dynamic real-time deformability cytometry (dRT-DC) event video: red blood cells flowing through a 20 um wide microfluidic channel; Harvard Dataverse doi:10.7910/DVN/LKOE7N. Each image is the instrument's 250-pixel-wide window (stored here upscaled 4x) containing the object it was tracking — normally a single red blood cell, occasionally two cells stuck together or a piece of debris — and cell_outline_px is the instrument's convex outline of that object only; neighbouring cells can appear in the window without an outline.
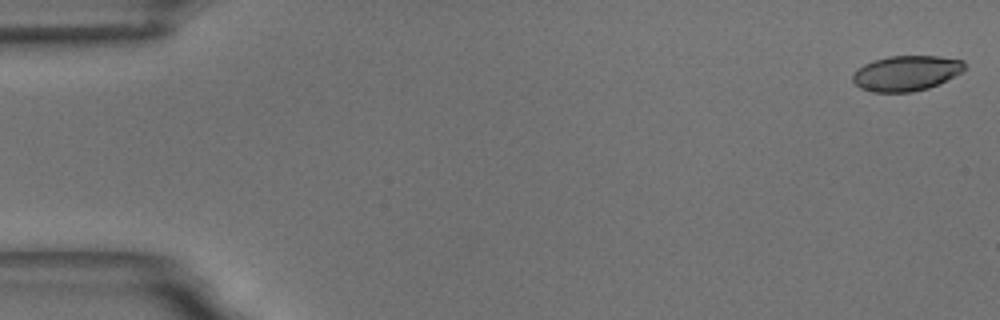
{"species": "common noctule bat (a hibernating species)", "species_latin": "Nyctalus noctula", "temperature_condition": "room temperature", "stored_images_in_passage": 55, "camera_frame_rate_fps": 3000, "um_per_image_px": 0.085, "animal": {"sex": "male", "body_mass_g": 18.8}, "frame": {"image": 1, "passage_image": 1, "time_ms": 0.0, "image_size_px": [1000, 320], "cell_outline_px": [[964, 68], [960, 72], [928, 88], [912, 92], [872, 92], [860, 88], [852, 80], [852, 76], [856, 68], [872, 60], [888, 56], [940, 56], [964, 60]], "centroid_in_image_um": [76.96, 6.21], "position_along_channel_um": 8.0, "area_um2": 22.89}}
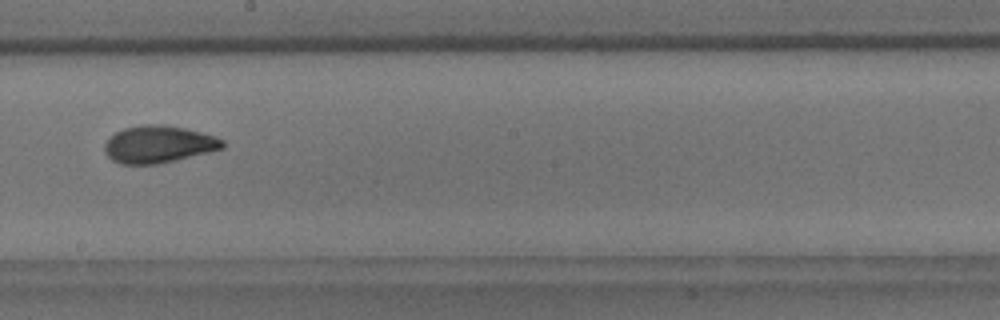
{"frame": {"image": 2, "passage_image": 31, "time_ms": 10.0, "image_size_px": [1000, 320], "cell_outline_px": [[224, 148], [176, 160], [156, 164], [120, 164], [112, 160], [104, 152], [104, 144], [116, 132], [124, 128], [140, 124], [164, 124], [184, 128], [216, 136], [224, 140]], "centroid_in_image_um": [13.47, 12.26], "position_along_channel_um": 234.7, "area_um2": 25.61}}
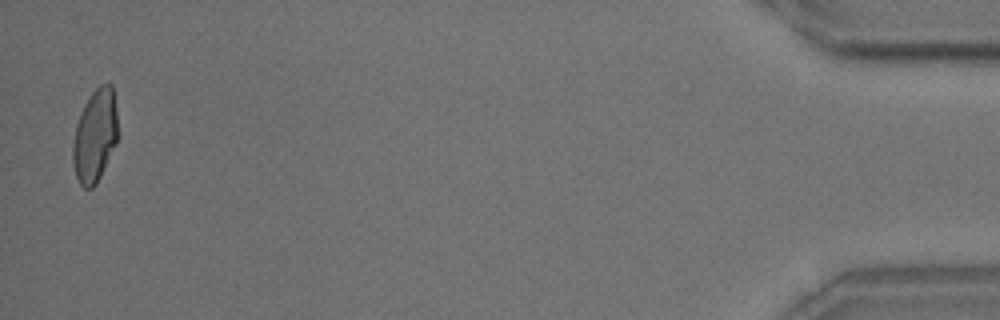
{"frame": {"image": 3, "passage_image": 54, "time_ms": 17.667, "image_size_px": [1000, 320], "cell_outline_px": [[120, 136], [96, 184], [92, 188], [84, 188], [80, 184], [76, 176], [72, 160], [72, 144], [76, 124], [80, 112], [84, 104], [92, 92], [100, 84], [112, 84], [116, 108]], "centroid_in_image_um": [8.09, 11.52], "position_along_channel_um": 427.1, "area_um2": 24.68}, "authors_computed_cell_mechanics": {"area_um2": 24.4494, "velocity_mm_per_s": 3.6779, "shape_relaxation_time_tau1_ms": 6.7926, "shape_relaxation_time_tau2_ms": 1.6977, "deformation_change_tau1": 0.1844, "deformation_change_tau2": 0.0664}}